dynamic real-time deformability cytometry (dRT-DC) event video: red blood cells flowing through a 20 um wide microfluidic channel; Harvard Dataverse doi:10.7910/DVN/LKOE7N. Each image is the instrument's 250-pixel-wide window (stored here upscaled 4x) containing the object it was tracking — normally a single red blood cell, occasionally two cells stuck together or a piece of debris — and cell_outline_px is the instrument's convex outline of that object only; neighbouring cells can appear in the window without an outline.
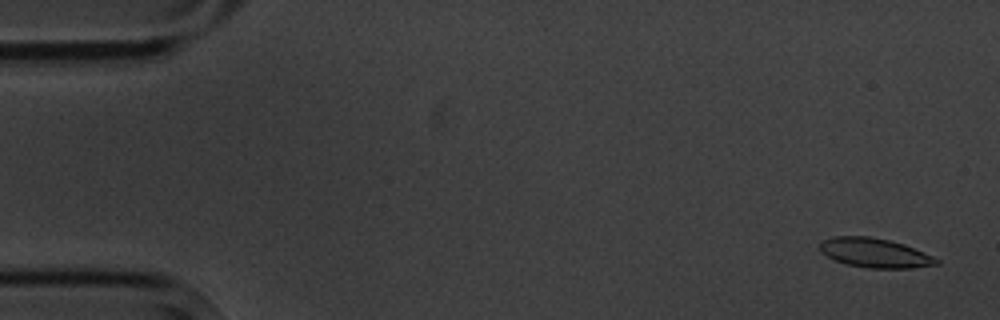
{"species": "common noctule bat (a hibernating species)", "species_latin": "Nyctalus noctula", "temperature_condition": "cold", "stored_images_in_passage": 6, "camera_frame_rate_fps": 3000, "um_per_image_px": 0.085, "animal": {"sex": "male", "body_mass_g": 20.1, "forearm_length_mm": 53.5}, "frame": {"image": 1, "passage_image": 1, "time_ms": 0.0, "image_size_px": [1000, 320], "cell_outline_px": [[940, 264], [912, 268], [868, 268], [848, 264], [836, 260], [820, 252], [820, 244], [824, 240], [832, 236], [868, 236], [888, 240], [904, 244], [924, 252], [940, 260]], "centroid_in_image_um": [74.38, 21.49], "position_along_channel_um": 10.6, "area_um2": 19.83}}